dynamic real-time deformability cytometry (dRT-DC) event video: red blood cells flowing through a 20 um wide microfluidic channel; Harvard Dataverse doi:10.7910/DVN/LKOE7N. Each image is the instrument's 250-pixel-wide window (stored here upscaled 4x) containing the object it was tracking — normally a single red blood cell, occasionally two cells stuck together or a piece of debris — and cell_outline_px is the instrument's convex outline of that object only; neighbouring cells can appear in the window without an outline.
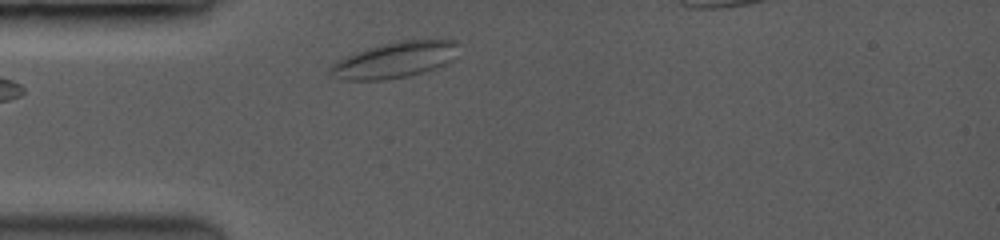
{"species": "common noctule bat (a hibernating species)", "species_latin": "Nyctalus noctula", "temperature_condition": "room temperature", "stored_images_in_passage": 2, "camera_frame_rate_fps": 3500, "um_per_image_px": 0.085, "animal": {"sex": "female", "body_mass_g": 19.0, "forearm_length_mm": 53.3}, "frame": {"image": 1, "passage_image": 2, "time_ms": 1.143, "image_size_px": [1000, 240], "cell_outline_px": [[456, 44], [444, 64], [420, 72], [404, 76], [380, 80], [344, 80], [328, 72], [328, 68], [332, 64], [356, 52], [368, 48], [396, 40], [452, 40]], "centroid_in_image_um": [33.41, 5.09], "position_along_channel_um": 51.6, "area_um2": 25.55}}